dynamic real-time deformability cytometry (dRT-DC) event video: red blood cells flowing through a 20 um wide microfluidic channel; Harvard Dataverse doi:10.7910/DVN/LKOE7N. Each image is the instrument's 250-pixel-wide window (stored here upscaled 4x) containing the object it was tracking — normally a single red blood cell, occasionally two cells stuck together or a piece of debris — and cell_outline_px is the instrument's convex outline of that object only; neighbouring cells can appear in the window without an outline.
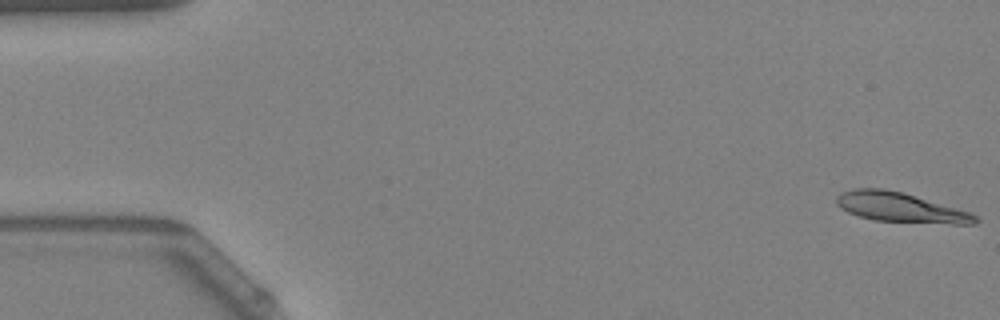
{"species": "Egyptian fruit bat (a non-hibernating species)", "species_latin": "Rousettus aegyptiacus", "temperature_condition": "warm", "stored_images_in_passage": 14, "camera_frame_rate_fps": 3000, "um_per_image_px": 0.085, "animal": {"sex": "female"}, "frame": {"image": 1, "passage_image": 1, "time_ms": 0.0, "image_size_px": [1000, 320], "cell_outline_px": [[980, 220], [976, 224], [952, 224], [876, 220], [860, 216], [848, 212], [840, 208], [836, 204], [836, 196], [844, 192], [856, 188], [884, 188], [900, 192], [972, 212]], "centroid_in_image_um": [76.56, 17.64], "position_along_channel_um": 8.4, "area_um2": 23.76}}